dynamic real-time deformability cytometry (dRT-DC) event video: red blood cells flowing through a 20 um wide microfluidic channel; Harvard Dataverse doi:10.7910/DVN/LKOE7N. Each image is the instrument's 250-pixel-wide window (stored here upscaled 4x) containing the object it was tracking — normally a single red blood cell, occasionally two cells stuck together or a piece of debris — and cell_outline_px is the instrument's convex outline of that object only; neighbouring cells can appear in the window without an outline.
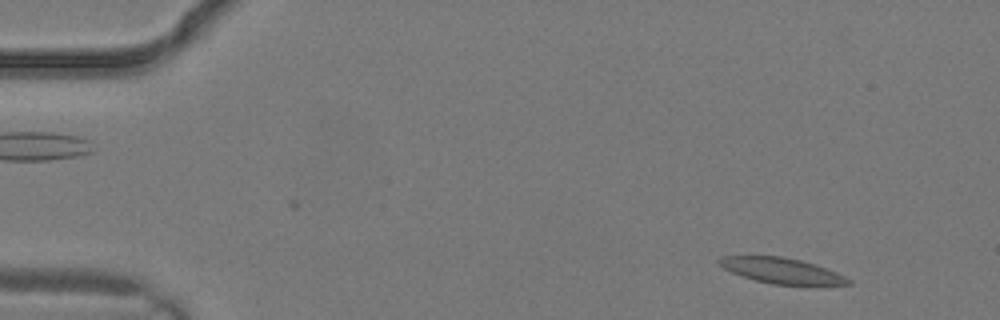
{"species": "common noctule bat (a hibernating species)", "species_latin": "Nyctalus noctula", "temperature_condition": "warm", "stored_images_in_passage": 2, "camera_frame_rate_fps": 3000, "um_per_image_px": 0.085, "animal": {"sex": "male", "body_mass_g": 19.2, "forearm_length_mm": 51.8}, "frame": {"image": 1, "passage_image": 2, "time_ms": 0.333, "image_size_px": [1000, 320], "cell_outline_px": [[852, 284], [816, 288], [772, 284], [756, 280], [732, 272], [724, 268], [716, 260], [720, 256], [780, 256], [800, 260], [816, 264], [836, 272], [852, 280]], "centroid_in_image_um": [66.58, 23.06], "position_along_channel_um": 18.4, "area_um2": 20.0}}